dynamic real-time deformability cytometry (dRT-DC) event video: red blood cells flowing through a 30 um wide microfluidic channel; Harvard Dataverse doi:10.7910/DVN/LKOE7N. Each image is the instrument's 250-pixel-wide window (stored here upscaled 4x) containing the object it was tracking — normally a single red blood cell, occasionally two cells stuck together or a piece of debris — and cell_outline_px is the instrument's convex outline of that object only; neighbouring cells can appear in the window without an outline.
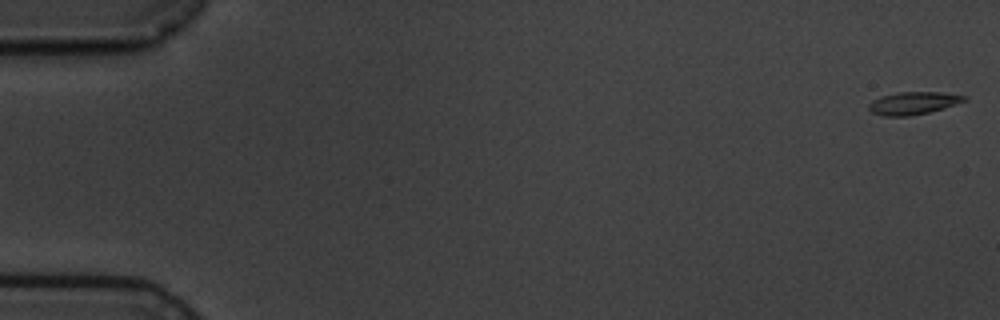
{"species": "common noctule bat (a hibernating species)", "species_latin": "Nyctalus noctula", "temperature_condition": "cold", "stored_images_in_passage": 5, "camera_frame_rate_fps": 3000, "um_per_image_px": 0.085, "animal": {"sex": "male", "body_mass_g": 19.5, "forearm_length_mm": 54.6}, "frame": {"image": 1, "passage_image": 1, "time_ms": 0.0, "image_size_px": [1000, 320], "cell_outline_px": [[968, 100], [944, 108], [928, 112], [908, 116], [884, 116], [872, 112], [868, 108], [868, 104], [872, 100], [880, 96], [900, 92], [940, 92], [968, 96]], "centroid_in_image_um": [77.63, 8.76], "position_along_channel_um": 7.4, "area_um2": 12.6}}
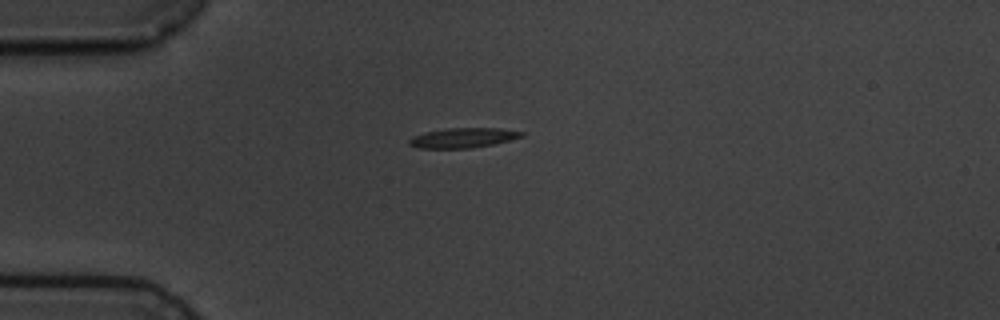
{"frame": {"image": 2, "passage_image": 5, "time_ms": 4.667, "image_size_px": [1000, 320], "cell_outline_px": [[524, 136], [492, 144], [468, 148], [420, 148], [408, 144], [408, 140], [412, 136], [424, 132], [448, 128], [500, 128], [524, 132]], "centroid_in_image_um": [39.32, 11.7], "position_along_channel_um": 45.7, "area_um2": 12.89}}